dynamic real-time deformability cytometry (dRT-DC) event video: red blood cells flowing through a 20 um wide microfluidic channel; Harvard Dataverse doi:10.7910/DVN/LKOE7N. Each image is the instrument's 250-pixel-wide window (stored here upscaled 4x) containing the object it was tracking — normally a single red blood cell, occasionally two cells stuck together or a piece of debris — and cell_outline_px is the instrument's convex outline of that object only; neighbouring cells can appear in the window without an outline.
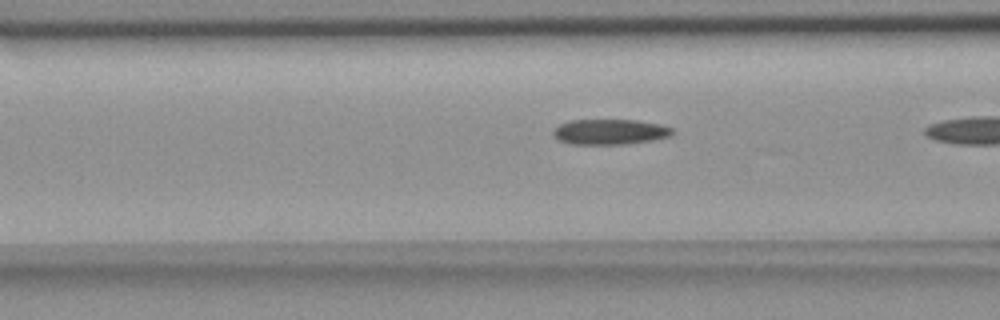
{"species": "common noctule bat (a hibernating species)", "species_latin": "Nyctalus noctula", "temperature_condition": "room temperature", "stored_images_in_passage": 8, "camera_frame_rate_fps": 3000, "um_per_image_px": 0.085, "animal": {"sex": "female", "body_mass_g": 18.4}, "frame": {"image": 1, "passage_image": 7, "time_ms": 2.0, "image_size_px": [1000, 320], "cell_outline_px": [[676, 132], [672, 136], [652, 140], [628, 144], [572, 144], [556, 140], [552, 136], [552, 132], [560, 124], [568, 120], [636, 120], [660, 124], [672, 128]], "centroid_in_image_um": [51.84, 11.21], "position_along_channel_um": 114.8, "area_um2": 17.86}}